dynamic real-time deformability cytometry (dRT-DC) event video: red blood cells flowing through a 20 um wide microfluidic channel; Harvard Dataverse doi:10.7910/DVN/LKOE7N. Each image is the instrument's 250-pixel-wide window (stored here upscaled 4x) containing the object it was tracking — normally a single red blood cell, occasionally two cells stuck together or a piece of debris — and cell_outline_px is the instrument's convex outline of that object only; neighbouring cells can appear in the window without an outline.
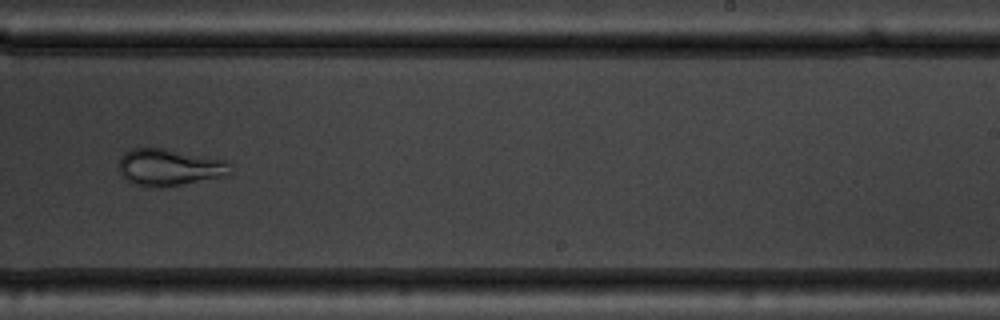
{"species": "common noctule bat (a hibernating species)", "species_latin": "Nyctalus noctula", "temperature_condition": "warm", "stored_images_in_passage": 54, "camera_frame_rate_fps": 3000, "um_per_image_px": 0.085, "animal": {"sex": "male", "body_mass_g": 19.5, "forearm_length_mm": 54.6}, "frame": {"image": 1, "passage_image": 34, "time_ms": 11.0, "image_size_px": [1000, 320], "cell_outline_px": [[232, 172], [228, 176], [184, 184], [132, 184], [120, 172], [120, 160], [124, 152], [132, 148], [164, 148], [224, 160], [228, 164]], "centroid_in_image_um": [14.44, 14.18], "position_along_channel_um": 274.6, "area_um2": 23.12}}
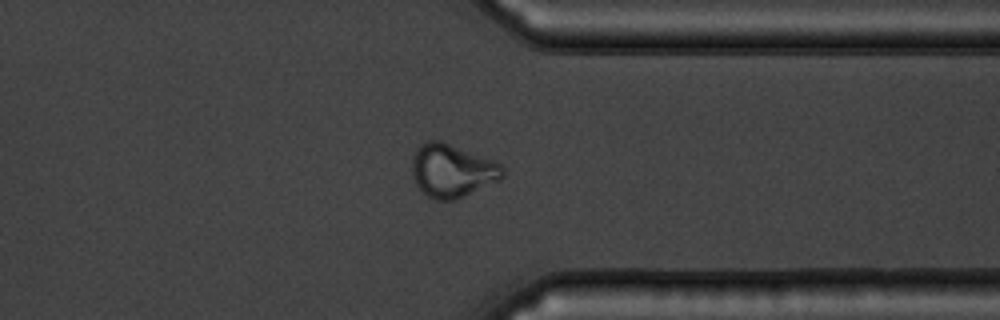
{"frame": {"image": 2, "passage_image": 42, "time_ms": 13.667, "image_size_px": [1000, 320], "cell_outline_px": [[504, 176], [500, 180], [456, 200], [436, 200], [428, 196], [416, 184], [412, 176], [412, 160], [416, 152], [428, 140], [440, 140], [492, 160], [500, 164], [504, 168]], "centroid_in_image_um": [38.45, 14.53], "position_along_channel_um": 373.0, "area_um2": 27.74}}
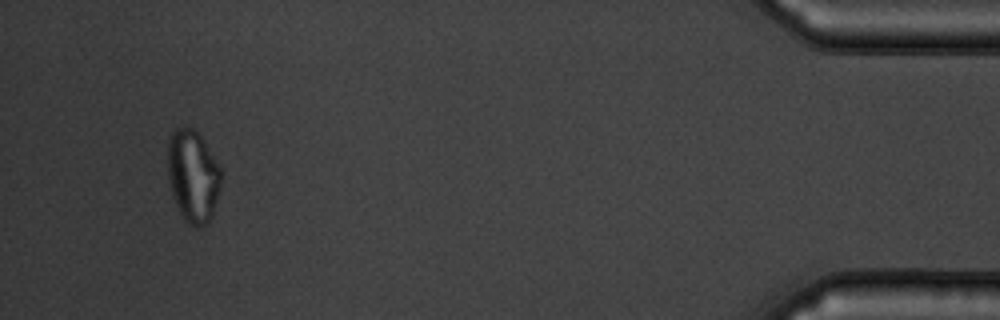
{"frame": {"image": 3, "passage_image": 51, "time_ms": 16.667, "image_size_px": [1000, 320], "cell_outline_px": [[220, 188], [212, 216], [208, 224], [200, 228], [196, 228], [188, 224], [180, 216], [176, 208], [168, 184], [168, 140], [172, 132], [176, 128], [184, 124], [192, 128], [204, 140], [216, 160], [220, 168]], "centroid_in_image_um": [16.37, 15.0], "position_along_channel_um": 418.8, "area_um2": 29.3}, "authors_computed_cell_mechanics": {"area_um2": 28.6399, "velocity_mm_per_s": 3.7476, "shape_relaxation_time_tau1_ms": null, "shape_relaxation_time_tau2_ms": 1.7527, "deformation_change_tau1": null, "deformation_change_tau2": 0.0706}}